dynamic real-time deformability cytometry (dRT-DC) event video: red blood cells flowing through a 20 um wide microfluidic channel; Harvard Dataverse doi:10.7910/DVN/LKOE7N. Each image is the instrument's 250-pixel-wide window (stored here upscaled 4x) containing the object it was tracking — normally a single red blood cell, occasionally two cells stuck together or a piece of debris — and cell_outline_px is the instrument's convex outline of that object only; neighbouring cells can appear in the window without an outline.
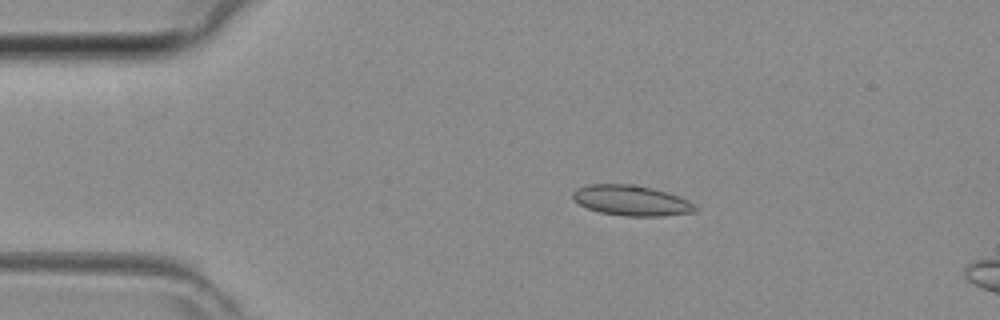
{"species": "common noctule bat (a hibernating species)", "species_latin": "Nyctalus noctula", "temperature_condition": "room temperature", "stored_images_in_passage": 6, "camera_frame_rate_fps": 3000, "um_per_image_px": 0.085, "animal": {"sex": "female", "body_mass_g": 29.2, "forearm_length_mm": 56.3}, "frame": {"image": 1, "passage_image": 1, "time_ms": 0.0, "image_size_px": [1000, 320], "cell_outline_px": [[696, 212], [664, 216], [624, 216], [600, 212], [588, 208], [572, 200], [572, 192], [576, 188], [588, 184], [632, 184], [652, 188], [668, 192], [688, 200], [696, 208]], "centroid_in_image_um": [53.64, 17.04], "position_along_channel_um": 31.4, "area_um2": 21.73}}